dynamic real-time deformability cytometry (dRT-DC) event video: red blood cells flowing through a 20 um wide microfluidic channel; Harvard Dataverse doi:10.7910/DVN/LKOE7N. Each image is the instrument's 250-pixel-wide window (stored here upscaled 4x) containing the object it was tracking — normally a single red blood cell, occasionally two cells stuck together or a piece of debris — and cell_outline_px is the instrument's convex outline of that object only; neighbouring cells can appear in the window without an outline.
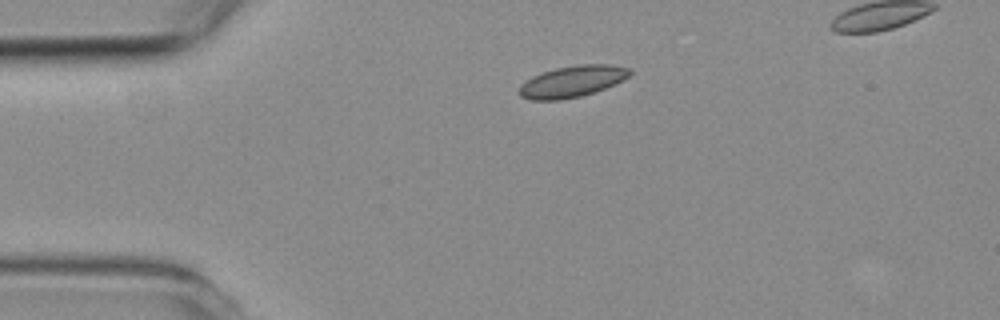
{"species": "common noctule bat (a hibernating species)", "species_latin": "Nyctalus noctula", "temperature_condition": "room temperature", "stored_images_in_passage": 2, "camera_frame_rate_fps": 3000, "um_per_image_px": 0.085, "animal": {"sex": "female", "body_mass_g": 19.3, "forearm_length_mm": 54.1}, "frame": {"image": 1, "passage_image": 1, "time_ms": 0.0, "image_size_px": [1000, 320], "cell_outline_px": [[632, 72], [624, 80], [604, 88], [580, 96], [560, 100], [532, 100], [520, 96], [520, 84], [524, 80], [540, 72], [556, 68], [580, 64], [608, 64], [628, 68]], "centroid_in_image_um": [48.6, 6.91], "position_along_channel_um": 36.4, "area_um2": 20.17}}